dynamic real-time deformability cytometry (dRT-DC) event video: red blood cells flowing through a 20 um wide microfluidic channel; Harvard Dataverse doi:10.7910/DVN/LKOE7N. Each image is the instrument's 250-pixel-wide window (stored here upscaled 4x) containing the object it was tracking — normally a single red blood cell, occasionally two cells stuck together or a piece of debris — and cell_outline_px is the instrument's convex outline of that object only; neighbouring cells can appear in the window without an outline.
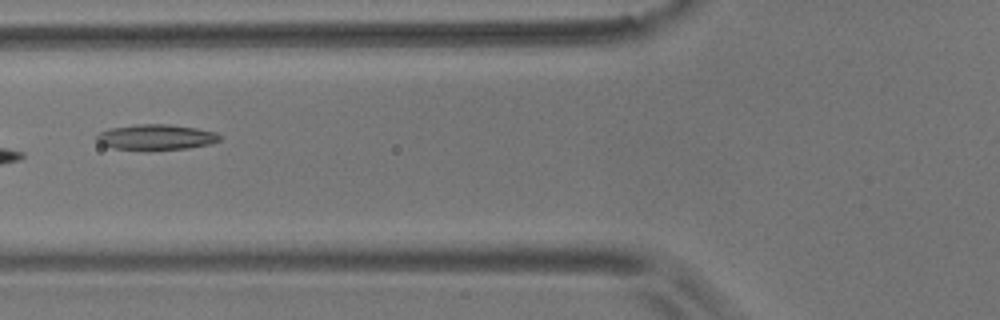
{"species": "common noctule bat (a hibernating species)", "species_latin": "Nyctalus noctula", "temperature_condition": "room temperature", "stored_images_in_passage": 7, "camera_frame_rate_fps": 3000, "um_per_image_px": 0.085, "animal": {"sex": "male", "body_mass_g": 17.9}, "frame": {"image": 1, "passage_image": 5, "time_ms": 1.333, "image_size_px": [1000, 320], "cell_outline_px": [[220, 140], [212, 144], [188, 148], [144, 152], [112, 148], [96, 140], [96, 136], [100, 132], [112, 128], [136, 124], [168, 124], [196, 128], [216, 132], [220, 136]], "centroid_in_image_um": [13.27, 11.69], "position_along_channel_um": 112.5, "area_um2": 18.73}}